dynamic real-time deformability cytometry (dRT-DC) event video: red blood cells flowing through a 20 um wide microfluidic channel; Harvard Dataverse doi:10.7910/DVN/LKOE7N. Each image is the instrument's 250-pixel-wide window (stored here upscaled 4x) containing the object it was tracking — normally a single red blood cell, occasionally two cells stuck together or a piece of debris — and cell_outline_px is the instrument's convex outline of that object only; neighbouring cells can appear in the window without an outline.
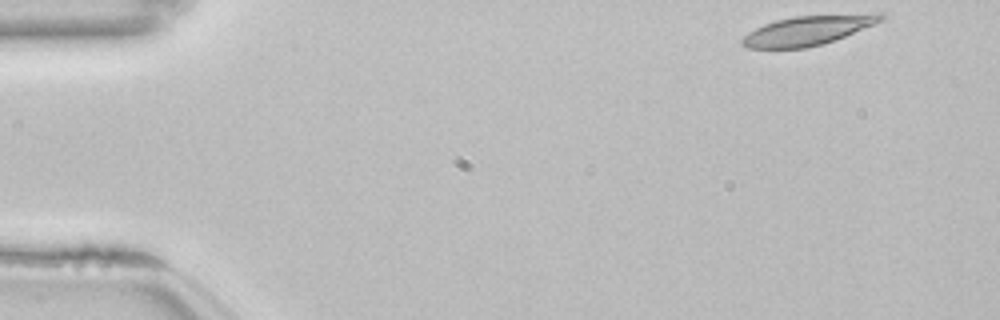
{"species": "common noctule bat (a hibernating species)", "species_latin": "Nyctalus noctula", "temperature_condition": "room temperature", "stored_images_in_passage": 50, "camera_frame_rate_fps": 3000, "um_per_image_px": 0.085, "animal": {"sex": "female", "body_mass_g": 22.7, "forearm_length_mm": 54.2}, "frame": {"image": 1, "passage_image": 1, "time_ms": 0.0, "image_size_px": [1000, 320], "cell_outline_px": [[888, 16], [884, 20], [876, 24], [844, 36], [820, 44], [804, 48], [748, 48], [740, 44], [740, 40], [748, 32], [764, 24], [776, 20], [792, 16], [876, 12], [884, 12]], "centroid_in_image_um": [68.75, 2.54], "position_along_channel_um": 16.3, "area_um2": 24.16}}
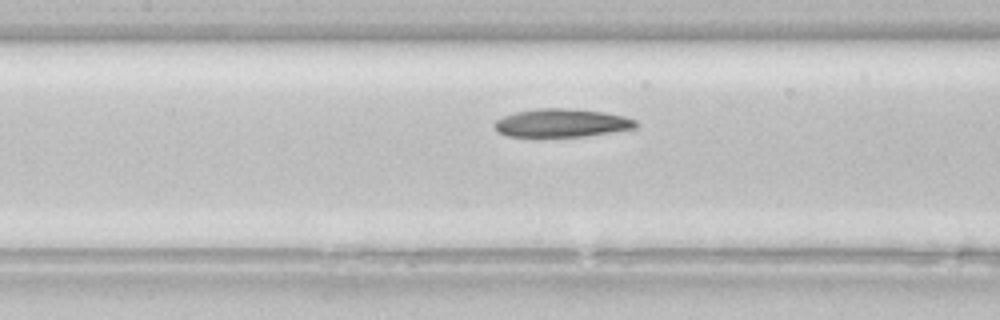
{"frame": {"image": 2, "passage_image": 21, "time_ms": 6.667, "image_size_px": [1000, 320], "cell_outline_px": [[636, 128], [584, 136], [508, 136], [500, 132], [492, 124], [496, 120], [504, 116], [516, 112], [540, 108], [564, 108], [604, 112], [624, 116], [636, 120]], "centroid_in_image_um": [47.74, 10.44], "position_along_channel_um": 159.7, "area_um2": 22.89}}
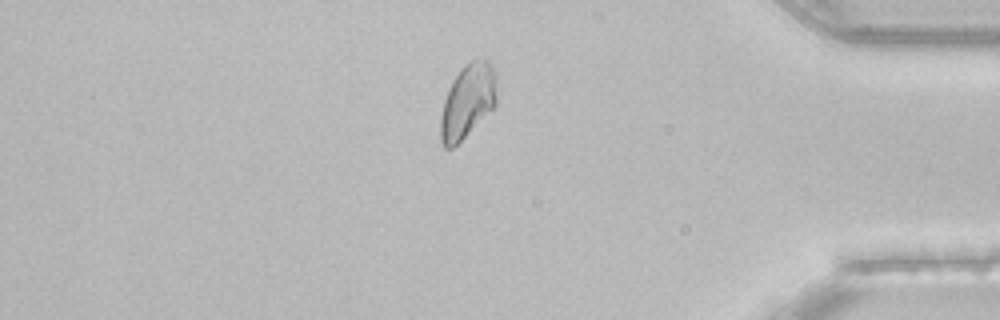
{"frame": {"image": 3, "passage_image": 42, "time_ms": 13.667, "image_size_px": [1000, 320], "cell_outline_px": [[496, 104], [452, 148], [444, 148], [440, 140], [440, 116], [444, 100], [448, 88], [452, 80], [468, 60], [488, 60], [492, 64], [496, 72]], "centroid_in_image_um": [39.73, 8.56], "position_along_channel_um": 395.5, "area_um2": 23.99}, "authors_computed_cell_mechanics": {"area_um2": 24.1315, "velocity_mm_per_s": 3.8229, "shape_relaxation_time_tau1_ms": 9.0721, "shape_relaxation_time_tau2_ms": null, "deformation_change_tau1": 0.1645, "deformation_change_tau2": null}}